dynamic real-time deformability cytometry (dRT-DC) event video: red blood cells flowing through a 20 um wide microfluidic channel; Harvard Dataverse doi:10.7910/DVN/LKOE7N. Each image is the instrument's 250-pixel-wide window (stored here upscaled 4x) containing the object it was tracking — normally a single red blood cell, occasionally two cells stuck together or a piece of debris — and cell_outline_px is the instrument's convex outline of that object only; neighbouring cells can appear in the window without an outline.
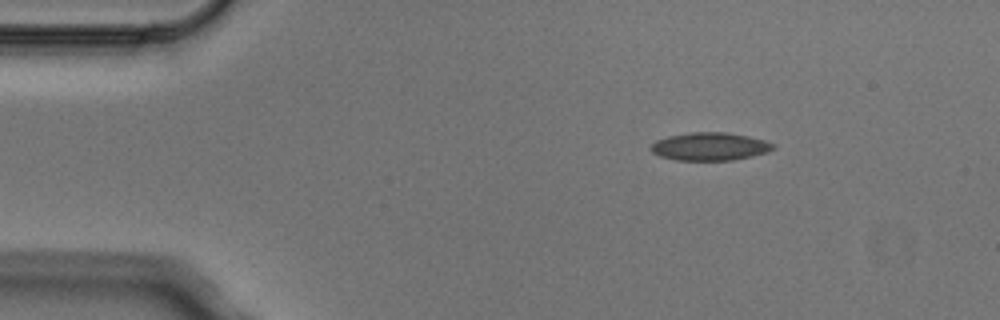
{"species": "Egyptian fruit bat (a non-hibernating species)", "species_latin": "Rousettus aegyptiacus", "temperature_condition": "cold", "stored_images_in_passage": 3, "camera_frame_rate_fps": 3000, "um_per_image_px": 0.085, "animal": {"sex": "male"}, "frame": {"image": 1, "passage_image": 1, "time_ms": 0.0, "image_size_px": [1000, 320], "cell_outline_px": [[776, 148], [768, 152], [752, 156], [732, 160], [676, 160], [660, 156], [652, 152], [648, 148], [656, 140], [668, 136], [692, 132], [724, 132], [748, 136], [764, 140], [776, 144]], "centroid_in_image_um": [60.35, 12.45], "position_along_channel_um": 24.7, "area_um2": 20.0}}
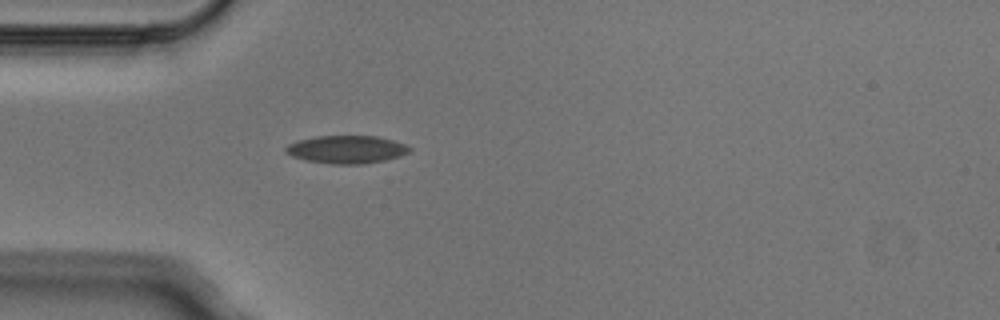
{"frame": {"image": 2, "passage_image": 3, "time_ms": 0.667, "image_size_px": [1000, 320], "cell_outline_px": [[412, 152], [400, 156], [384, 160], [360, 164], [332, 164], [304, 160], [292, 156], [284, 152], [284, 148], [288, 144], [296, 140], [316, 136], [380, 136], [404, 144], [412, 148]], "centroid_in_image_um": [29.44, 12.7], "position_along_channel_um": 55.6, "area_um2": 20.29}}